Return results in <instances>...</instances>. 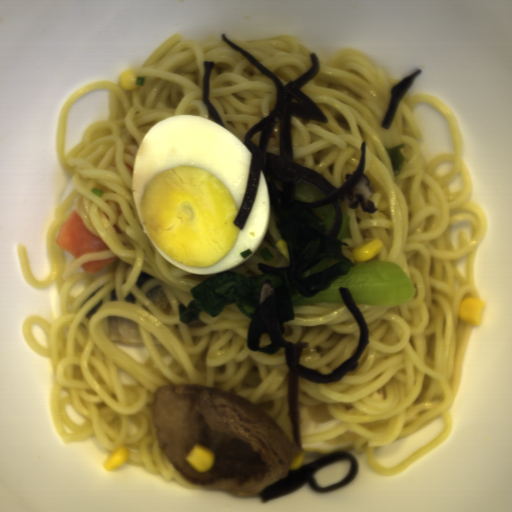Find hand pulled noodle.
Returning <instances> with one entry per match:
<instances>
[{"label": "hand pulled noodle", "mask_w": 512, "mask_h": 512, "mask_svg": "<svg viewBox=\"0 0 512 512\" xmlns=\"http://www.w3.org/2000/svg\"><path fill=\"white\" fill-rule=\"evenodd\" d=\"M293 312L282 335L292 344L308 343L299 364L328 374L353 356L360 328L344 302L293 305Z\"/></svg>", "instance_id": "hand-pulled-noodle-3"}, {"label": "hand pulled noodle", "mask_w": 512, "mask_h": 512, "mask_svg": "<svg viewBox=\"0 0 512 512\" xmlns=\"http://www.w3.org/2000/svg\"><path fill=\"white\" fill-rule=\"evenodd\" d=\"M366 180L365 177L361 176L359 182L355 185L353 189V193L355 194H362V196H368L369 194V188L365 186Z\"/></svg>", "instance_id": "hand-pulled-noodle-6"}, {"label": "hand pulled noodle", "mask_w": 512, "mask_h": 512, "mask_svg": "<svg viewBox=\"0 0 512 512\" xmlns=\"http://www.w3.org/2000/svg\"><path fill=\"white\" fill-rule=\"evenodd\" d=\"M272 284L270 280H266L261 285L260 296H259V304L263 302V300L268 297L273 292Z\"/></svg>", "instance_id": "hand-pulled-noodle-5"}, {"label": "hand pulled noodle", "mask_w": 512, "mask_h": 512, "mask_svg": "<svg viewBox=\"0 0 512 512\" xmlns=\"http://www.w3.org/2000/svg\"><path fill=\"white\" fill-rule=\"evenodd\" d=\"M226 40L253 56L284 86L307 72L311 66L310 50L290 34H279L265 39Z\"/></svg>", "instance_id": "hand-pulled-noodle-4"}, {"label": "hand pulled noodle", "mask_w": 512, "mask_h": 512, "mask_svg": "<svg viewBox=\"0 0 512 512\" xmlns=\"http://www.w3.org/2000/svg\"><path fill=\"white\" fill-rule=\"evenodd\" d=\"M339 260H331V262L329 263V265L327 266V269H329L332 265L338 263Z\"/></svg>", "instance_id": "hand-pulled-noodle-7"}, {"label": "hand pulled noodle", "mask_w": 512, "mask_h": 512, "mask_svg": "<svg viewBox=\"0 0 512 512\" xmlns=\"http://www.w3.org/2000/svg\"><path fill=\"white\" fill-rule=\"evenodd\" d=\"M204 62H214L209 77V100L225 128L243 143L247 131L273 111L277 92L239 51L222 39L207 44L183 39L175 32L162 41L134 71L143 85L130 97L119 84L90 82L63 103L56 134V159L70 175L74 188L54 209L45 231L51 273L38 279L27 248L17 252L25 280L43 290L56 283L61 316L52 324L37 314L21 325L31 349L49 358L52 368L49 407L55 429L65 443L95 435L106 451L127 446V461L142 463L147 472L183 488L202 490L188 482L158 446L152 401L164 384H201L222 389L259 407L295 444L288 401V368L284 351L275 354L248 349L250 319L236 303L211 317L199 310L198 320L180 322L178 304L195 300L190 288L226 271L247 277L263 274L258 263L287 267L290 257L270 208L261 245L235 268L214 274L183 271L154 247L139 221L132 178L143 137L171 116L209 118L203 101ZM111 91L110 120L94 121L82 142L65 157V137L72 108L91 93ZM82 216L90 233L110 249L87 252L76 260L58 245L57 235L71 211ZM269 248L274 259L265 262L259 250ZM115 256V257H114ZM113 260L105 267L84 270L86 261ZM154 276L140 288V273ZM161 285L171 309L158 312L146 298ZM116 289V301L111 292ZM131 293L136 302H126ZM102 300L90 319L86 315ZM131 319L140 326L149 356L137 362L109 338L108 316Z\"/></svg>", "instance_id": "hand-pulled-noodle-1"}, {"label": "hand pulled noodle", "mask_w": 512, "mask_h": 512, "mask_svg": "<svg viewBox=\"0 0 512 512\" xmlns=\"http://www.w3.org/2000/svg\"><path fill=\"white\" fill-rule=\"evenodd\" d=\"M389 78L362 49H338L299 90L328 122L290 115L292 160L340 187L361 160L377 207L364 213L359 203L342 210L337 240L354 265L390 261L402 267L415 294L409 304H356L368 326V345L358 366L338 381L317 383L298 376V423L303 452L325 457L352 448L364 455L376 476L391 477L440 447L452 434L451 407L461 388L464 359L474 325L458 316L464 298L481 299L475 258L488 227L483 208L470 200L474 182L463 160L457 117L440 98L410 93L399 101L390 128L381 124L391 89ZM435 108L452 129L455 154L431 161L415 109ZM401 143L405 163L393 172L386 148ZM447 425L440 436L394 468L374 457L386 447L424 429L438 418Z\"/></svg>", "instance_id": "hand-pulled-noodle-2"}]
</instances>
